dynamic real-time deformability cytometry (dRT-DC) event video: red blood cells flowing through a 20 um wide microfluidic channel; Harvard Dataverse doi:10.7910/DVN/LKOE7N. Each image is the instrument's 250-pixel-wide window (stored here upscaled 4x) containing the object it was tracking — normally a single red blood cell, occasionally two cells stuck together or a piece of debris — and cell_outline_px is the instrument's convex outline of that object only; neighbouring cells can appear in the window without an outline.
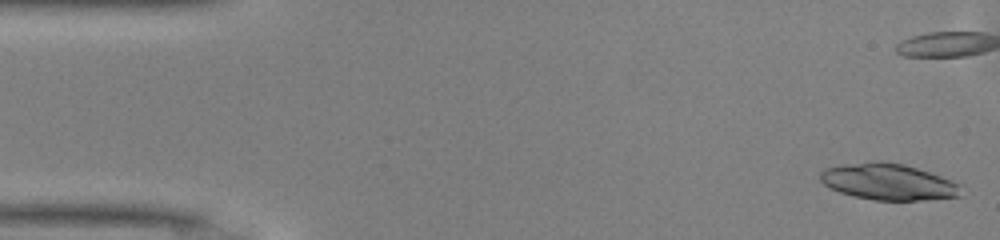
{"species": "common noctule bat (a hibernating species)", "species_latin": "Nyctalus noctula", "temperature_condition": "warm", "stored_images_in_passage": 48, "camera_frame_rate_fps": 3000, "um_per_image_px": 0.085, "animal": {"sex": "male", "body_mass_g": 13.0, "forearm_length_mm": 53.1}, "frame": {"image": 1, "passage_image": 1, "time_ms": 0.0, "image_size_px": [1000, 240], "cell_outline_px": [[964, 184], [960, 196], [928, 200], [872, 200], [852, 196], [840, 192], [824, 184], [820, 180], [820, 172], [824, 168], [844, 164], [872, 160], [884, 160], [904, 164]], "centroid_in_image_um": [75.53, 15.45], "position_along_channel_um": 9.5, "area_um2": 30.23}}